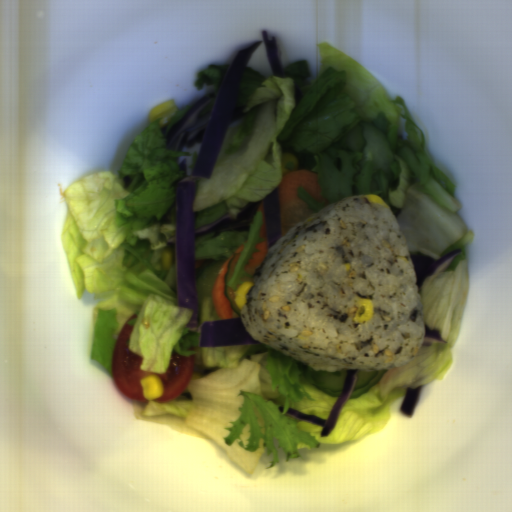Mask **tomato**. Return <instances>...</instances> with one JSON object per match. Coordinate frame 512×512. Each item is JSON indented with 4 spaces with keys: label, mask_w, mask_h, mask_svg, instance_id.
<instances>
[{
    "label": "tomato",
    "mask_w": 512,
    "mask_h": 512,
    "mask_svg": "<svg viewBox=\"0 0 512 512\" xmlns=\"http://www.w3.org/2000/svg\"><path fill=\"white\" fill-rule=\"evenodd\" d=\"M138 316L137 312L130 316L121 326L114 344L111 371L116 387L120 392L138 402H148L144 397L141 380L156 375L162 382L163 394L154 399L160 403H167L179 397L189 386L197 363L196 355H181L174 352L171 355L165 373H147L141 371L142 356L129 348L132 331V320Z\"/></svg>",
    "instance_id": "tomato-1"
}]
</instances>
